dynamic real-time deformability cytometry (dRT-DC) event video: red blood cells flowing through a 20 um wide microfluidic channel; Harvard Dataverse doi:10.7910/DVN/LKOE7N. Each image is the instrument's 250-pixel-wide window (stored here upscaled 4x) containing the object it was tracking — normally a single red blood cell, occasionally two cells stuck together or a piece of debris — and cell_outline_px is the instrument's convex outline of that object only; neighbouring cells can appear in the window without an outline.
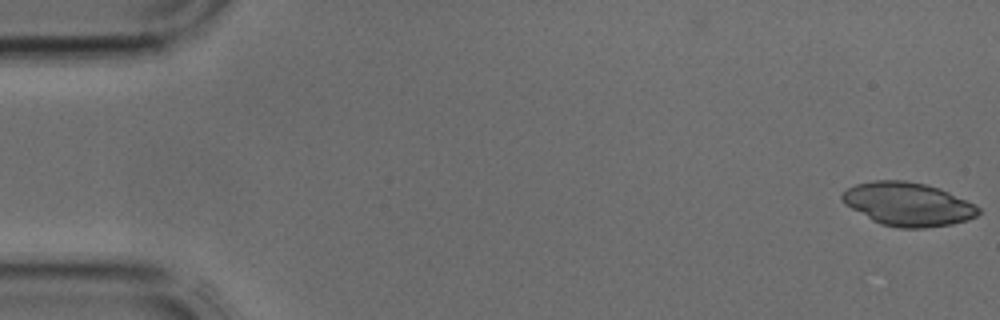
{"species": "common noctule bat (a hibernating species)", "species_latin": "Nyctalus noctula", "temperature_condition": "cold", "stored_images_in_passage": 4, "camera_frame_rate_fps": 3000, "um_per_image_px": 0.085, "animal": {"sex": "male", "body_mass_g": 17.9, "forearm_length_mm": 54.2}, "frame": {"image": 1, "passage_image": 1, "time_ms": 0.0, "image_size_px": [1000, 320], "cell_outline_px": [[980, 212], [976, 216], [968, 220], [952, 224], [924, 228], [900, 228], [880, 224], [872, 220], [844, 204], [840, 196], [848, 188], [856, 184], [876, 180], [904, 180], [924, 184], [940, 188], [976, 204], [980, 208]], "centroid_in_image_um": [77.19, 17.36], "position_along_channel_um": 7.8, "area_um2": 34.56}}